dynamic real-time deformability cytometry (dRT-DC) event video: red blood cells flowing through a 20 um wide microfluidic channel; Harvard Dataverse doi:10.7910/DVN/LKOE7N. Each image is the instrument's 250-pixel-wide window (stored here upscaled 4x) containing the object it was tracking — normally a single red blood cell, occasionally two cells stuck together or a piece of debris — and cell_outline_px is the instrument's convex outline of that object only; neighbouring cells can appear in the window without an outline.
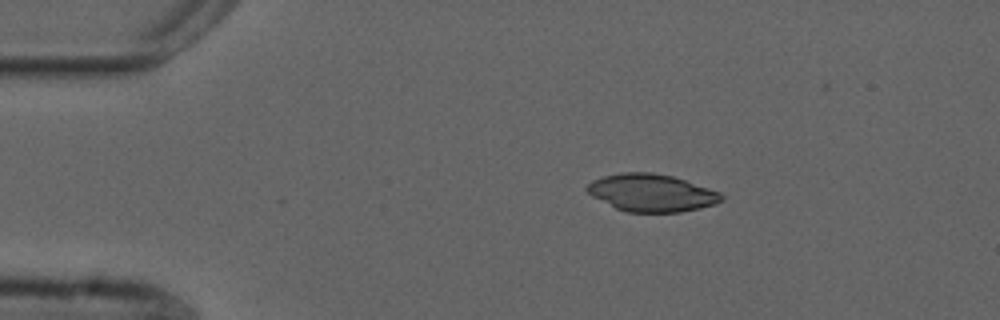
{"species": "common noctule bat (a hibernating species)", "species_latin": "Nyctalus noctula", "temperature_condition": "cold", "stored_images_in_passage": 42, "camera_frame_rate_fps": 3000, "um_per_image_px": 0.085, "animal": {"sex": "male", "forearm_length_mm": 52.5}, "frame": {"image": 1, "passage_image": 1, "time_ms": 0.0, "image_size_px": [1000, 320], "cell_outline_px": [[724, 200], [716, 204], [700, 208], [680, 212], [628, 212], [616, 208], [592, 196], [584, 188], [592, 180], [604, 176], [620, 172], [652, 172], [672, 176], [720, 192], [724, 196]], "centroid_in_image_um": [55.38, 16.39], "position_along_channel_um": 29.6, "area_um2": 29.3}}